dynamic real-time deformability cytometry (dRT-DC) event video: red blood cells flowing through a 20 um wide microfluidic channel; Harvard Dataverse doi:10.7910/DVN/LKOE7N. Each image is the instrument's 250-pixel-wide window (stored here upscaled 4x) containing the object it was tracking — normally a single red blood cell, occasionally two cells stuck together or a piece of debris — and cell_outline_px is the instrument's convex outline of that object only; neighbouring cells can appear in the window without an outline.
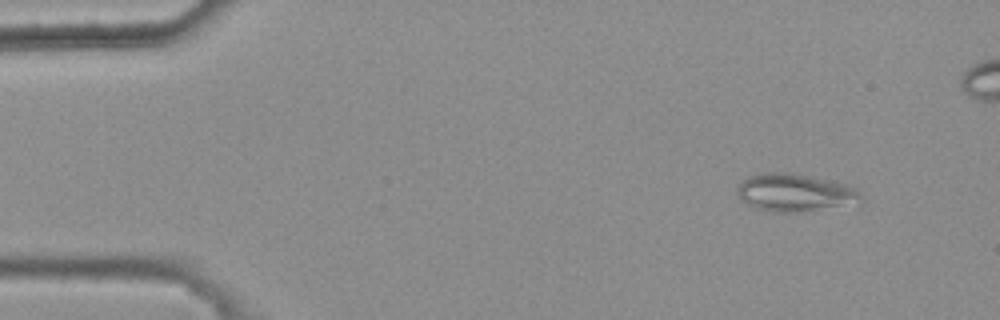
{"species": "common noctule bat (a hibernating species)", "species_latin": "Nyctalus noctula", "temperature_condition": "warm", "stored_images_in_passage": 4, "camera_frame_rate_fps": 3000, "um_per_image_px": 0.085, "animal": {"sex": "female", "body_mass_g": 25.1}, "frame": {"image": 1, "passage_image": 1, "time_ms": 0.0, "image_size_px": [1000, 320], "cell_outline_px": [[860, 196], [836, 204], [792, 212], [776, 212], [752, 208], [740, 200], [736, 196], [736, 188], [748, 176], [764, 172], [788, 172], [832, 180], [848, 184], [856, 188], [860, 192]], "centroid_in_image_um": [67.34, 16.32], "position_along_channel_um": 17.7, "area_um2": 26.18}}